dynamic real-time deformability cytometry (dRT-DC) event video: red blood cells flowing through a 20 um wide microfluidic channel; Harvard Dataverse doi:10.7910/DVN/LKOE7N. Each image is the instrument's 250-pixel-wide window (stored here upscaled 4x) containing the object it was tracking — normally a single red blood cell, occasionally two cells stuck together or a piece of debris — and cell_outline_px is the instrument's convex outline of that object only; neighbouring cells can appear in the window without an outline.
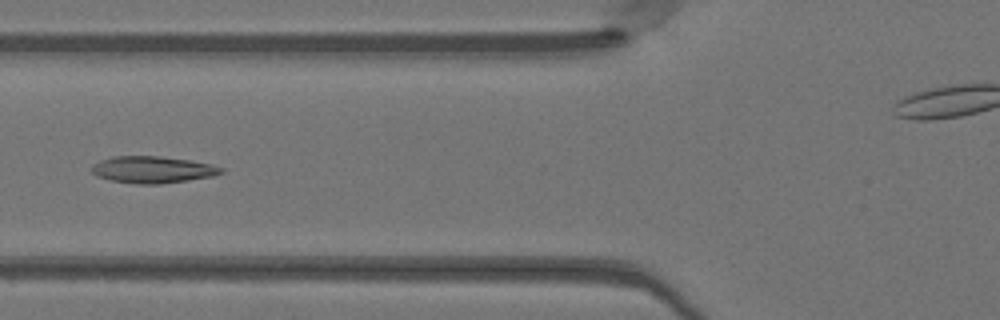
{"species": "Egyptian fruit bat (a non-hibernating species)", "species_latin": "Rousettus aegyptiacus", "temperature_condition": "warm", "stored_images_in_passage": 48, "camera_frame_rate_fps": 3000, "um_per_image_px": 0.085, "animal": {"sex": "female"}, "frame": {"image": 1, "passage_image": 19, "time_ms": 6.0, "image_size_px": [1000, 320], "cell_outline_px": [[224, 172], [212, 176], [188, 180], [160, 184], [136, 184], [112, 180], [96, 176], [92, 172], [92, 164], [100, 160], [112, 156], [160, 156], [188, 160], [212, 164], [224, 168]], "centroid_in_image_um": [12.96, 14.41], "position_along_channel_um": 112.8, "area_um2": 20.23}}
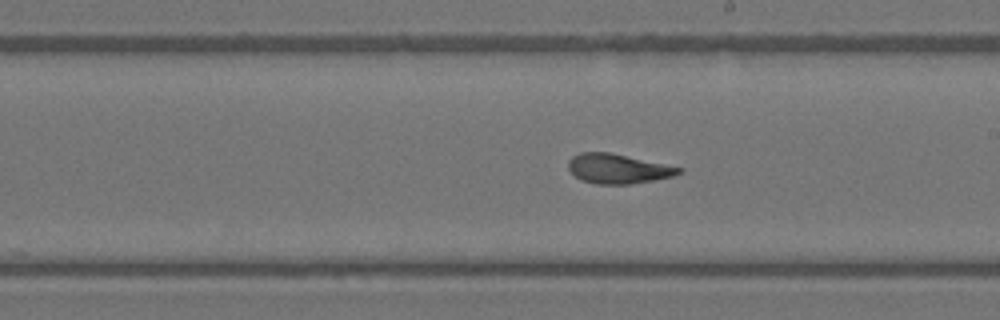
{"frame": {"image": 2, "passage_image": 28, "time_ms": 9.0, "image_size_px": [1000, 320], "cell_outline_px": [[684, 172], [672, 176], [632, 184], [596, 184], [580, 180], [568, 168], [568, 160], [572, 156], [580, 152], [608, 152], [684, 168]], "centroid_in_image_um": [52.52, 14.34], "position_along_channel_um": 236.5, "area_um2": 19.02}}
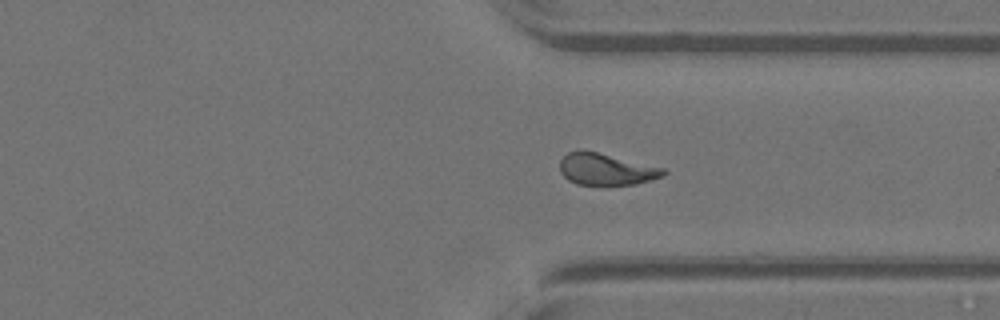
{"frame": {"image": 3, "passage_image": 37, "time_ms": 12.0, "image_size_px": [1000, 320], "cell_outline_px": [[668, 172], [664, 176], [636, 184], [604, 188], [576, 184], [568, 180], [560, 172], [560, 160], [568, 152], [580, 148], [664, 168]], "centroid_in_image_um": [51.5, 14.43], "position_along_channel_um": 359.9, "area_um2": 19.94}}